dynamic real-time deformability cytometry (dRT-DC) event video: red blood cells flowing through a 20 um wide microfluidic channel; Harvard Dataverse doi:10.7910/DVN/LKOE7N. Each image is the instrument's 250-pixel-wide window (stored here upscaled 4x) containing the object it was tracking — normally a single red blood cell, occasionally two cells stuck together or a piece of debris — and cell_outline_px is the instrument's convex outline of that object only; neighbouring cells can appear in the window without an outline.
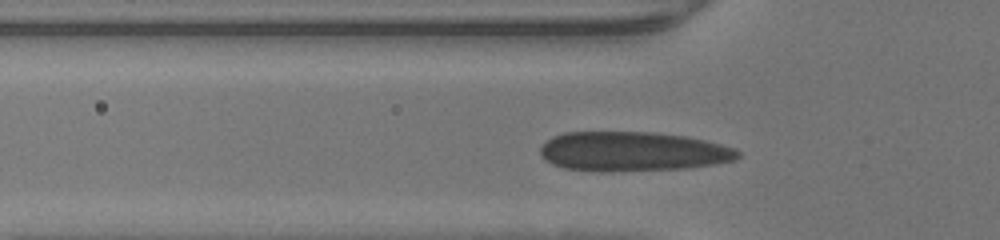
{"species": "human", "species_latin": "Homo sapiens", "temperature_condition": "warm", "stored_images_in_passage": 30, "camera_frame_rate_fps": 3000, "um_per_image_px": 0.085, "donor": {"sex": "male"}, "frame": {"image": 1, "passage_image": 6, "time_ms": 1.667, "image_size_px": [1000, 240], "cell_outline_px": [[740, 156], [736, 160], [716, 164], [688, 168], [616, 172], [592, 172], [564, 168], [552, 164], [544, 160], [540, 152], [540, 148], [552, 136], [564, 132], [652, 132], [688, 136], [720, 144], [732, 148], [740, 152]], "centroid_in_image_um": [53.76, 12.89], "position_along_channel_um": 72.0, "area_um2": 46.07}}
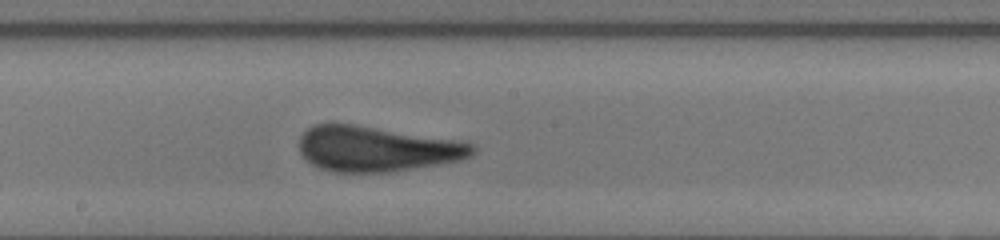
{"frame": {"image": 2, "passage_image": 16, "time_ms": 5.0, "image_size_px": [1000, 240], "cell_outline_px": [[476, 152], [472, 156], [460, 160], [392, 172], [332, 172], [320, 168], [312, 164], [300, 152], [300, 136], [308, 128], [316, 124], [352, 124], [460, 140], [472, 144], [476, 148]], "centroid_in_image_um": [32.04, 12.66], "position_along_channel_um": 216.2, "area_um2": 45.6}}
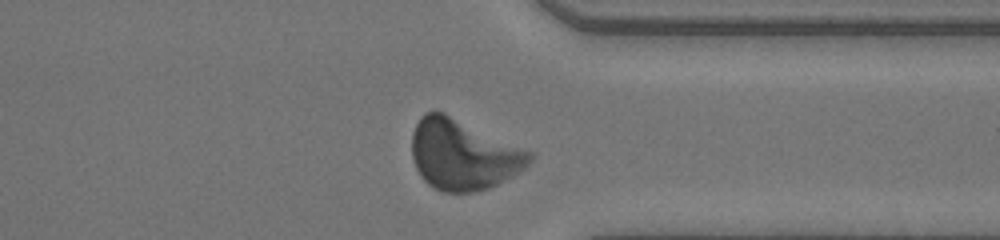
{"frame": {"image": 3, "passage_image": 27, "time_ms": 8.667, "image_size_px": [1000, 240], "cell_outline_px": [[532, 160], [524, 168], [512, 176], [488, 188], [472, 192], [444, 192], [432, 188], [420, 176], [416, 168], [412, 156], [412, 132], [420, 116], [424, 112], [444, 112], [532, 152]], "centroid_in_image_um": [39.33, 13.14], "position_along_channel_um": 372.1, "area_um2": 48.09}}